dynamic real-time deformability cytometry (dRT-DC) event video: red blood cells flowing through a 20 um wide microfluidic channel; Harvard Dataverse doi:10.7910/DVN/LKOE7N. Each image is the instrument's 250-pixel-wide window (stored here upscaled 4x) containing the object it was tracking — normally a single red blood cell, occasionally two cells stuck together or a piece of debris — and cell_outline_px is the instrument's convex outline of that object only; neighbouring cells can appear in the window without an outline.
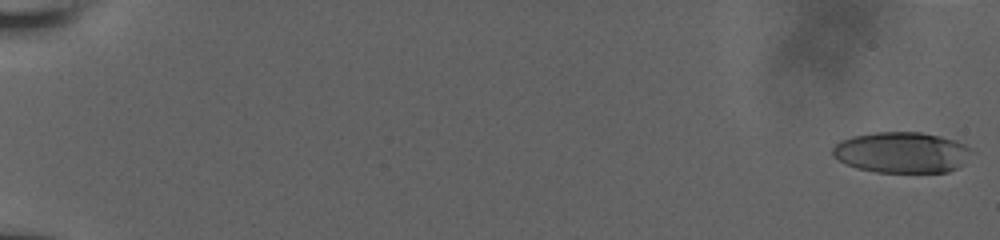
{"species": "human", "species_latin": "Homo sapiens", "temperature_condition": "room temperature", "stored_images_in_passage": 29, "camera_frame_rate_fps": 3000, "um_per_image_px": 0.085, "donor": {"sex": "male"}, "frame": {"image": 1, "passage_image": 1, "time_ms": 0.0, "image_size_px": [1000, 240], "cell_outline_px": [[976, 152], [956, 168], [948, 172], [876, 172], [856, 168], [832, 156], [832, 148], [840, 140], [852, 136], [876, 132], [920, 132], [940, 136], [956, 140], [972, 148]], "centroid_in_image_um": [76.68, 12.95], "position_along_channel_um": 8.3, "area_um2": 33.29}}
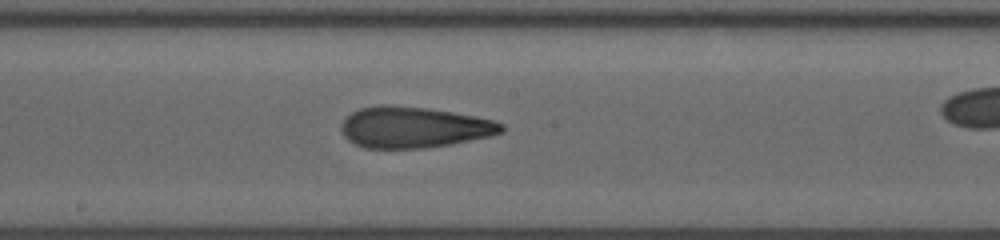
{"frame": {"image": 2, "passage_image": 21, "time_ms": 11.0, "image_size_px": [1000, 240], "cell_outline_px": [[504, 132], [488, 136], [452, 144], [424, 148], [364, 148], [348, 140], [340, 132], [340, 124], [352, 112], [360, 108], [380, 104], [388, 104], [428, 108], [476, 116], [496, 120], [504, 124]], "centroid_in_image_um": [35.17, 10.81], "position_along_channel_um": 213.0, "area_um2": 38.61}}
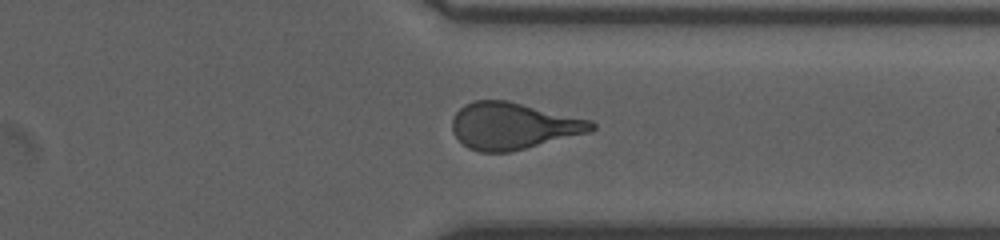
{"frame": {"image": 3, "passage_image": 28, "time_ms": 15.0, "image_size_px": [1000, 240], "cell_outline_px": [[596, 128], [592, 132], [508, 152], [480, 152], [468, 148], [452, 132], [452, 120], [456, 112], [464, 104], [472, 100], [508, 100], [592, 120], [596, 124]], "centroid_in_image_um": [43.64, 10.69], "position_along_channel_um": 367.8, "area_um2": 38.09}}